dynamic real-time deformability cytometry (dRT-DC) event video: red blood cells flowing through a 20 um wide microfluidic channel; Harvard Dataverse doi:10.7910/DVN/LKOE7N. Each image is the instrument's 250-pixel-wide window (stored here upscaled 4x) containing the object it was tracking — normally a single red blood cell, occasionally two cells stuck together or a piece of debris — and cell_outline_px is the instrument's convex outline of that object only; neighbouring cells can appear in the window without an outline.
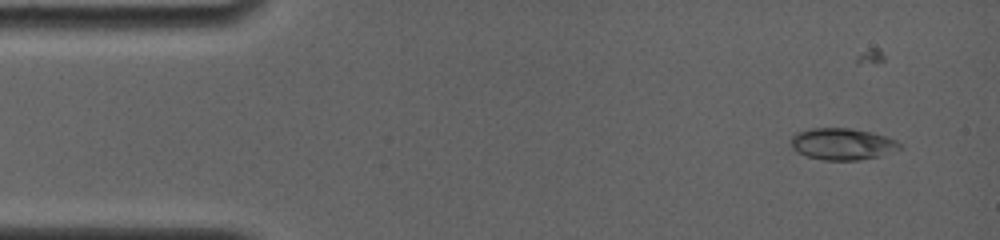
{"species": "common noctule bat (a hibernating species)", "species_latin": "Nyctalus noctula", "temperature_condition": "room temperature", "stored_images_in_passage": 7, "camera_frame_rate_fps": 4000, "um_per_image_px": 0.085, "animal": {"sex": "female", "body_mass_g": 19.0, "forearm_length_mm": 56.7}, "frame": {"image": 1, "passage_image": 2, "time_ms": 1.0, "image_size_px": [1000, 240], "cell_outline_px": [[904, 148], [880, 156], [860, 160], [824, 160], [808, 156], [792, 148], [792, 136], [796, 132], [812, 128], [848, 128], [872, 132], [896, 140]], "centroid_in_image_um": [71.64, 12.24], "position_along_channel_um": 13.4, "area_um2": 20.0}}
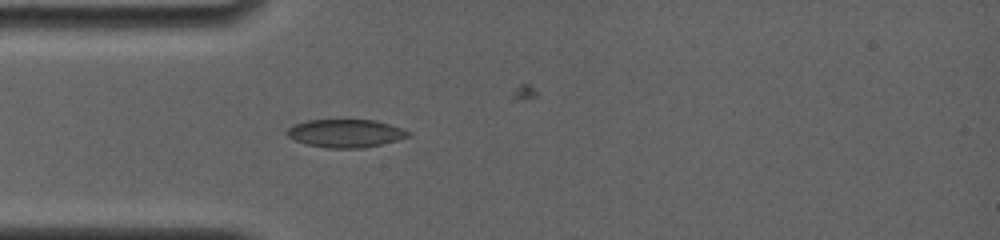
{"frame": {"image": 2, "passage_image": 6, "time_ms": 4.5, "image_size_px": [1000, 240], "cell_outline_px": [[412, 136], [380, 144], [360, 148], [328, 148], [308, 144], [296, 140], [288, 136], [284, 132], [292, 124], [308, 120], [376, 120], [412, 132]], "centroid_in_image_um": [29.36, 11.32], "position_along_channel_um": 55.6, "area_um2": 19.71}}